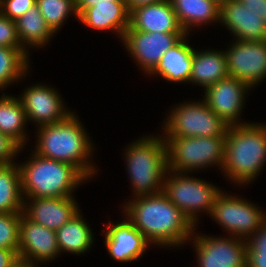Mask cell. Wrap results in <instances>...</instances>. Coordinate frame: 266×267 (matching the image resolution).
<instances>
[{
	"label": "cell",
	"instance_id": "34",
	"mask_svg": "<svg viewBox=\"0 0 266 267\" xmlns=\"http://www.w3.org/2000/svg\"><path fill=\"white\" fill-rule=\"evenodd\" d=\"M21 148L8 136L0 132V166L14 163Z\"/></svg>",
	"mask_w": 266,
	"mask_h": 267
},
{
	"label": "cell",
	"instance_id": "10",
	"mask_svg": "<svg viewBox=\"0 0 266 267\" xmlns=\"http://www.w3.org/2000/svg\"><path fill=\"white\" fill-rule=\"evenodd\" d=\"M224 51L229 76L245 82L251 89L266 78V41H240Z\"/></svg>",
	"mask_w": 266,
	"mask_h": 267
},
{
	"label": "cell",
	"instance_id": "16",
	"mask_svg": "<svg viewBox=\"0 0 266 267\" xmlns=\"http://www.w3.org/2000/svg\"><path fill=\"white\" fill-rule=\"evenodd\" d=\"M74 197L26 198L22 213L31 221L57 231L79 211ZM32 201V202H31Z\"/></svg>",
	"mask_w": 266,
	"mask_h": 267
},
{
	"label": "cell",
	"instance_id": "31",
	"mask_svg": "<svg viewBox=\"0 0 266 267\" xmlns=\"http://www.w3.org/2000/svg\"><path fill=\"white\" fill-rule=\"evenodd\" d=\"M246 242V267H266V222Z\"/></svg>",
	"mask_w": 266,
	"mask_h": 267
},
{
	"label": "cell",
	"instance_id": "37",
	"mask_svg": "<svg viewBox=\"0 0 266 267\" xmlns=\"http://www.w3.org/2000/svg\"><path fill=\"white\" fill-rule=\"evenodd\" d=\"M110 2H125V0H75L76 11L79 16L86 8Z\"/></svg>",
	"mask_w": 266,
	"mask_h": 267
},
{
	"label": "cell",
	"instance_id": "7",
	"mask_svg": "<svg viewBox=\"0 0 266 267\" xmlns=\"http://www.w3.org/2000/svg\"><path fill=\"white\" fill-rule=\"evenodd\" d=\"M166 173L162 192L194 226L198 221V212L204 211L210 215L214 201L222 191L220 188L215 187L210 182L187 176V173L169 169Z\"/></svg>",
	"mask_w": 266,
	"mask_h": 267
},
{
	"label": "cell",
	"instance_id": "22",
	"mask_svg": "<svg viewBox=\"0 0 266 267\" xmlns=\"http://www.w3.org/2000/svg\"><path fill=\"white\" fill-rule=\"evenodd\" d=\"M229 77L224 51L205 50L193 52L190 83L204 87V90Z\"/></svg>",
	"mask_w": 266,
	"mask_h": 267
},
{
	"label": "cell",
	"instance_id": "18",
	"mask_svg": "<svg viewBox=\"0 0 266 267\" xmlns=\"http://www.w3.org/2000/svg\"><path fill=\"white\" fill-rule=\"evenodd\" d=\"M219 22L233 33L236 40L266 41V23L238 0H229L220 6Z\"/></svg>",
	"mask_w": 266,
	"mask_h": 267
},
{
	"label": "cell",
	"instance_id": "15",
	"mask_svg": "<svg viewBox=\"0 0 266 267\" xmlns=\"http://www.w3.org/2000/svg\"><path fill=\"white\" fill-rule=\"evenodd\" d=\"M59 254L56 231L29 220L22 213L19 224V258L46 263Z\"/></svg>",
	"mask_w": 266,
	"mask_h": 267
},
{
	"label": "cell",
	"instance_id": "30",
	"mask_svg": "<svg viewBox=\"0 0 266 267\" xmlns=\"http://www.w3.org/2000/svg\"><path fill=\"white\" fill-rule=\"evenodd\" d=\"M21 214L22 212L0 213V248L18 252Z\"/></svg>",
	"mask_w": 266,
	"mask_h": 267
},
{
	"label": "cell",
	"instance_id": "27",
	"mask_svg": "<svg viewBox=\"0 0 266 267\" xmlns=\"http://www.w3.org/2000/svg\"><path fill=\"white\" fill-rule=\"evenodd\" d=\"M24 199L18 163L0 166V213L22 212Z\"/></svg>",
	"mask_w": 266,
	"mask_h": 267
},
{
	"label": "cell",
	"instance_id": "36",
	"mask_svg": "<svg viewBox=\"0 0 266 267\" xmlns=\"http://www.w3.org/2000/svg\"><path fill=\"white\" fill-rule=\"evenodd\" d=\"M18 258L17 251L0 248V267H10Z\"/></svg>",
	"mask_w": 266,
	"mask_h": 267
},
{
	"label": "cell",
	"instance_id": "9",
	"mask_svg": "<svg viewBox=\"0 0 266 267\" xmlns=\"http://www.w3.org/2000/svg\"><path fill=\"white\" fill-rule=\"evenodd\" d=\"M210 216L230 236L248 240L265 222L266 214L254 203L220 192Z\"/></svg>",
	"mask_w": 266,
	"mask_h": 267
},
{
	"label": "cell",
	"instance_id": "13",
	"mask_svg": "<svg viewBox=\"0 0 266 267\" xmlns=\"http://www.w3.org/2000/svg\"><path fill=\"white\" fill-rule=\"evenodd\" d=\"M250 89L245 82L229 76L207 87L203 100L228 127L242 125L239 118Z\"/></svg>",
	"mask_w": 266,
	"mask_h": 267
},
{
	"label": "cell",
	"instance_id": "39",
	"mask_svg": "<svg viewBox=\"0 0 266 267\" xmlns=\"http://www.w3.org/2000/svg\"><path fill=\"white\" fill-rule=\"evenodd\" d=\"M10 267H37L36 263L18 258Z\"/></svg>",
	"mask_w": 266,
	"mask_h": 267
},
{
	"label": "cell",
	"instance_id": "26",
	"mask_svg": "<svg viewBox=\"0 0 266 267\" xmlns=\"http://www.w3.org/2000/svg\"><path fill=\"white\" fill-rule=\"evenodd\" d=\"M16 28L18 39L26 52H29L28 47L45 46L55 34L47 25L37 5L31 7L16 21Z\"/></svg>",
	"mask_w": 266,
	"mask_h": 267
},
{
	"label": "cell",
	"instance_id": "4",
	"mask_svg": "<svg viewBox=\"0 0 266 267\" xmlns=\"http://www.w3.org/2000/svg\"><path fill=\"white\" fill-rule=\"evenodd\" d=\"M18 164L22 194L26 198L73 197L77 186L88 179L73 165L32 152Z\"/></svg>",
	"mask_w": 266,
	"mask_h": 267
},
{
	"label": "cell",
	"instance_id": "38",
	"mask_svg": "<svg viewBox=\"0 0 266 267\" xmlns=\"http://www.w3.org/2000/svg\"><path fill=\"white\" fill-rule=\"evenodd\" d=\"M163 0H125L129 12L139 6L157 3Z\"/></svg>",
	"mask_w": 266,
	"mask_h": 267
},
{
	"label": "cell",
	"instance_id": "3",
	"mask_svg": "<svg viewBox=\"0 0 266 267\" xmlns=\"http://www.w3.org/2000/svg\"><path fill=\"white\" fill-rule=\"evenodd\" d=\"M266 162V124L245 123L226 130L222 171L234 183L255 180Z\"/></svg>",
	"mask_w": 266,
	"mask_h": 267
},
{
	"label": "cell",
	"instance_id": "12",
	"mask_svg": "<svg viewBox=\"0 0 266 267\" xmlns=\"http://www.w3.org/2000/svg\"><path fill=\"white\" fill-rule=\"evenodd\" d=\"M186 33H148L126 30L122 39L130 55L145 73L150 74L161 57L173 47Z\"/></svg>",
	"mask_w": 266,
	"mask_h": 267
},
{
	"label": "cell",
	"instance_id": "29",
	"mask_svg": "<svg viewBox=\"0 0 266 267\" xmlns=\"http://www.w3.org/2000/svg\"><path fill=\"white\" fill-rule=\"evenodd\" d=\"M36 5L50 29L56 33L71 14L78 19L75 0H36Z\"/></svg>",
	"mask_w": 266,
	"mask_h": 267
},
{
	"label": "cell",
	"instance_id": "24",
	"mask_svg": "<svg viewBox=\"0 0 266 267\" xmlns=\"http://www.w3.org/2000/svg\"><path fill=\"white\" fill-rule=\"evenodd\" d=\"M25 110L18 97L3 94L0 96V132L8 136L22 150L26 143Z\"/></svg>",
	"mask_w": 266,
	"mask_h": 267
},
{
	"label": "cell",
	"instance_id": "20",
	"mask_svg": "<svg viewBox=\"0 0 266 267\" xmlns=\"http://www.w3.org/2000/svg\"><path fill=\"white\" fill-rule=\"evenodd\" d=\"M130 12L126 2H110L86 8L78 19L91 29L114 31L123 39L129 27Z\"/></svg>",
	"mask_w": 266,
	"mask_h": 267
},
{
	"label": "cell",
	"instance_id": "8",
	"mask_svg": "<svg viewBox=\"0 0 266 267\" xmlns=\"http://www.w3.org/2000/svg\"><path fill=\"white\" fill-rule=\"evenodd\" d=\"M187 103L177 104L171 110L166 122L164 121L163 137L226 136L228 126L204 100Z\"/></svg>",
	"mask_w": 266,
	"mask_h": 267
},
{
	"label": "cell",
	"instance_id": "21",
	"mask_svg": "<svg viewBox=\"0 0 266 267\" xmlns=\"http://www.w3.org/2000/svg\"><path fill=\"white\" fill-rule=\"evenodd\" d=\"M185 34L173 47L160 59L156 68L150 73L159 75L168 82H188L192 72L194 48L186 42Z\"/></svg>",
	"mask_w": 266,
	"mask_h": 267
},
{
	"label": "cell",
	"instance_id": "33",
	"mask_svg": "<svg viewBox=\"0 0 266 267\" xmlns=\"http://www.w3.org/2000/svg\"><path fill=\"white\" fill-rule=\"evenodd\" d=\"M36 0H0V12L12 21H17L31 7Z\"/></svg>",
	"mask_w": 266,
	"mask_h": 267
},
{
	"label": "cell",
	"instance_id": "25",
	"mask_svg": "<svg viewBox=\"0 0 266 267\" xmlns=\"http://www.w3.org/2000/svg\"><path fill=\"white\" fill-rule=\"evenodd\" d=\"M79 211L67 223L56 231L60 252L83 254L94 242L93 232Z\"/></svg>",
	"mask_w": 266,
	"mask_h": 267
},
{
	"label": "cell",
	"instance_id": "19",
	"mask_svg": "<svg viewBox=\"0 0 266 267\" xmlns=\"http://www.w3.org/2000/svg\"><path fill=\"white\" fill-rule=\"evenodd\" d=\"M129 27L148 33H185L170 0L139 6L130 11Z\"/></svg>",
	"mask_w": 266,
	"mask_h": 267
},
{
	"label": "cell",
	"instance_id": "14",
	"mask_svg": "<svg viewBox=\"0 0 266 267\" xmlns=\"http://www.w3.org/2000/svg\"><path fill=\"white\" fill-rule=\"evenodd\" d=\"M21 95L27 121L36 122L37 127L63 121L73 113L64 107L61 95L47 85H31Z\"/></svg>",
	"mask_w": 266,
	"mask_h": 267
},
{
	"label": "cell",
	"instance_id": "32",
	"mask_svg": "<svg viewBox=\"0 0 266 267\" xmlns=\"http://www.w3.org/2000/svg\"><path fill=\"white\" fill-rule=\"evenodd\" d=\"M0 46L24 50L18 39L16 22L0 12Z\"/></svg>",
	"mask_w": 266,
	"mask_h": 267
},
{
	"label": "cell",
	"instance_id": "2",
	"mask_svg": "<svg viewBox=\"0 0 266 267\" xmlns=\"http://www.w3.org/2000/svg\"><path fill=\"white\" fill-rule=\"evenodd\" d=\"M38 128L35 153L75 166L87 179L97 173L91 153L94 149L78 116L71 113L63 121ZM92 151V152H91ZM89 162V163H88Z\"/></svg>",
	"mask_w": 266,
	"mask_h": 267
},
{
	"label": "cell",
	"instance_id": "11",
	"mask_svg": "<svg viewBox=\"0 0 266 267\" xmlns=\"http://www.w3.org/2000/svg\"><path fill=\"white\" fill-rule=\"evenodd\" d=\"M191 236L196 249L199 267H246L247 242L229 235L211 237L200 234Z\"/></svg>",
	"mask_w": 266,
	"mask_h": 267
},
{
	"label": "cell",
	"instance_id": "28",
	"mask_svg": "<svg viewBox=\"0 0 266 267\" xmlns=\"http://www.w3.org/2000/svg\"><path fill=\"white\" fill-rule=\"evenodd\" d=\"M28 52L0 46V89L26 76L29 63Z\"/></svg>",
	"mask_w": 266,
	"mask_h": 267
},
{
	"label": "cell",
	"instance_id": "40",
	"mask_svg": "<svg viewBox=\"0 0 266 267\" xmlns=\"http://www.w3.org/2000/svg\"><path fill=\"white\" fill-rule=\"evenodd\" d=\"M212 1L215 2L218 6H221L226 2H228L229 0H212Z\"/></svg>",
	"mask_w": 266,
	"mask_h": 267
},
{
	"label": "cell",
	"instance_id": "17",
	"mask_svg": "<svg viewBox=\"0 0 266 267\" xmlns=\"http://www.w3.org/2000/svg\"><path fill=\"white\" fill-rule=\"evenodd\" d=\"M109 225L105 231V246L112 259L121 262L138 260L150 244L144 235L125 218L123 222Z\"/></svg>",
	"mask_w": 266,
	"mask_h": 267
},
{
	"label": "cell",
	"instance_id": "6",
	"mask_svg": "<svg viewBox=\"0 0 266 267\" xmlns=\"http://www.w3.org/2000/svg\"><path fill=\"white\" fill-rule=\"evenodd\" d=\"M163 138L166 143L169 170L189 173L214 165L220 166L221 170L226 136Z\"/></svg>",
	"mask_w": 266,
	"mask_h": 267
},
{
	"label": "cell",
	"instance_id": "5",
	"mask_svg": "<svg viewBox=\"0 0 266 267\" xmlns=\"http://www.w3.org/2000/svg\"><path fill=\"white\" fill-rule=\"evenodd\" d=\"M125 151V161L135 197L161 193L168 169L163 136H144L128 145Z\"/></svg>",
	"mask_w": 266,
	"mask_h": 267
},
{
	"label": "cell",
	"instance_id": "1",
	"mask_svg": "<svg viewBox=\"0 0 266 267\" xmlns=\"http://www.w3.org/2000/svg\"><path fill=\"white\" fill-rule=\"evenodd\" d=\"M124 208L125 217L150 244L180 247L186 241L189 242L196 230L184 213L163 192L133 197L124 204Z\"/></svg>",
	"mask_w": 266,
	"mask_h": 267
},
{
	"label": "cell",
	"instance_id": "35",
	"mask_svg": "<svg viewBox=\"0 0 266 267\" xmlns=\"http://www.w3.org/2000/svg\"><path fill=\"white\" fill-rule=\"evenodd\" d=\"M246 9L258 14L266 23V0H238Z\"/></svg>",
	"mask_w": 266,
	"mask_h": 267
},
{
	"label": "cell",
	"instance_id": "23",
	"mask_svg": "<svg viewBox=\"0 0 266 267\" xmlns=\"http://www.w3.org/2000/svg\"><path fill=\"white\" fill-rule=\"evenodd\" d=\"M179 25L186 34L198 25L219 22L220 6L212 0H170Z\"/></svg>",
	"mask_w": 266,
	"mask_h": 267
}]
</instances>
